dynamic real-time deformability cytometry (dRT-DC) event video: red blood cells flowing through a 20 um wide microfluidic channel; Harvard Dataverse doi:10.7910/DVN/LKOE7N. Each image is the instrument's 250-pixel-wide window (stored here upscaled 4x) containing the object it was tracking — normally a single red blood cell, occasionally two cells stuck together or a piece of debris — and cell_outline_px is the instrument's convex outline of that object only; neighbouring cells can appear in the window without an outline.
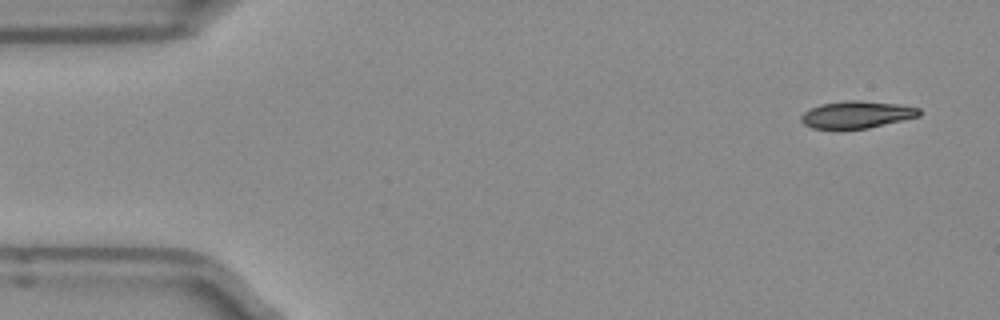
{"species": "Egyptian fruit bat (a non-hibernating species)", "species_latin": "Rousettus aegyptiacus", "temperature_condition": "room temperature", "stored_images_in_passage": 4, "camera_frame_rate_fps": 3000, "um_per_image_px": 0.085, "frame": {"image": 1, "passage_image": 1, "time_ms": 0.0, "image_size_px": [1000, 320], "cell_outline_px": [[920, 116], [868, 128], [812, 128], [804, 124], [800, 120], [800, 116], [804, 112], [820, 104], [844, 100], [860, 100], [896, 104], [920, 108]], "centroid_in_image_um": [72.81, 9.73], "position_along_channel_um": 12.2, "area_um2": 18.5}}
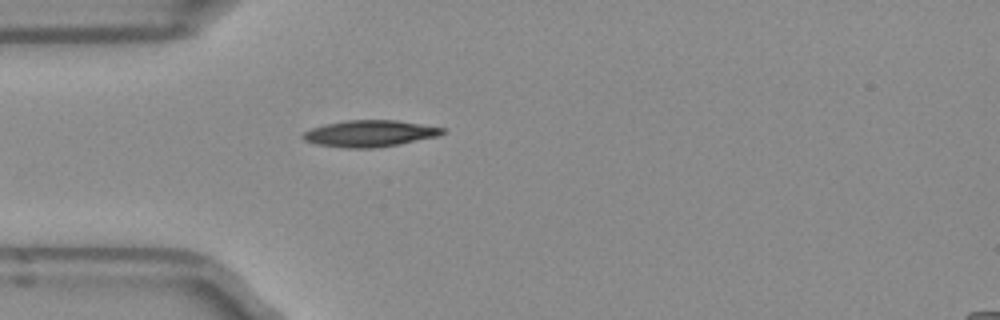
{"frame": {"image": 2, "passage_image": 4, "time_ms": 1.0, "image_size_px": [1000, 320], "cell_outline_px": [[444, 132], [436, 136], [400, 144], [376, 148], [348, 148], [316, 144], [304, 140], [300, 136], [304, 132], [312, 128], [324, 124], [344, 120], [396, 120], [444, 128]], "centroid_in_image_um": [31.37, 11.35], "position_along_channel_um": 53.6, "area_um2": 21.44}}